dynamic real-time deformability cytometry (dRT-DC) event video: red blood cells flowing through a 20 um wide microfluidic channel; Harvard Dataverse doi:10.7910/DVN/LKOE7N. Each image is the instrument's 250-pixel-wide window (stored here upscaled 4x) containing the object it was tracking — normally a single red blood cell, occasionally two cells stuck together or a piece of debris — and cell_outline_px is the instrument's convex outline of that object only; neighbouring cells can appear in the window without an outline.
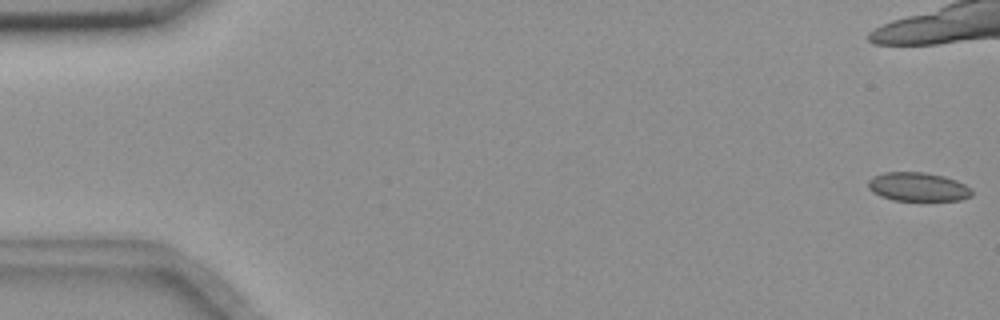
{"species": "common noctule bat (a hibernating species)", "species_latin": "Nyctalus noctula", "temperature_condition": "room temperature", "stored_images_in_passage": 57, "camera_frame_rate_fps": 3000, "um_per_image_px": 0.085, "animal": {"sex": "female", "body_mass_g": 18.4}, "frame": {"image": 1, "passage_image": 1, "time_ms": 0.0, "image_size_px": [1000, 320], "cell_outline_px": [[972, 196], [960, 200], [892, 200], [880, 196], [872, 192], [868, 188], [868, 180], [872, 176], [884, 172], [924, 172], [944, 176], [956, 180], [972, 188]], "centroid_in_image_um": [78.01, 15.88], "position_along_channel_um": 7.0, "area_um2": 17.51}, "authors_computed_cell_mechanics": {"area_um2": 17.8024, "velocity_mm_per_s": 3.6449, "shape_relaxation_time_tau1_ms": null, "shape_relaxation_time_tau2_ms": 1.5682, "deformation_change_tau1": null, "deformation_change_tau2": 0.0465}}